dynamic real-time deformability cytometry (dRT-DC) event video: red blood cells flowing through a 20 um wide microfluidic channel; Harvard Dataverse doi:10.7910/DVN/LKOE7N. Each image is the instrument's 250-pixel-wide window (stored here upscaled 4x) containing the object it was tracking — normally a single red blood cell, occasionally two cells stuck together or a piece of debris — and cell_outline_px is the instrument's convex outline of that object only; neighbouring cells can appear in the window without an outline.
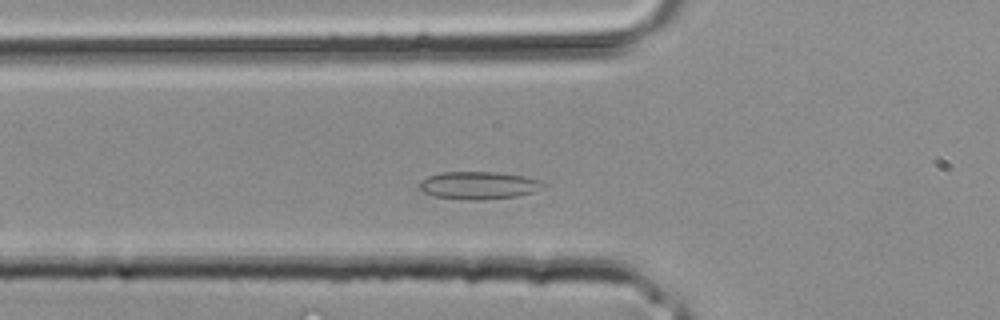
{"species": "common noctule bat (a hibernating species)", "species_latin": "Nyctalus noctula", "temperature_condition": "room temperature", "stored_images_in_passage": 30, "camera_frame_rate_fps": 3000, "um_per_image_px": 0.085, "animal": {"sex": "male", "body_mass_g": 20.4}, "frame": {"image": 1, "passage_image": 7, "time_ms": 2.0, "image_size_px": [1000, 320], "cell_outline_px": [[548, 184], [536, 192], [516, 196], [480, 200], [468, 200], [436, 196], [424, 192], [420, 188], [420, 180], [428, 176], [440, 172], [500, 172], [524, 176], [540, 180]], "centroid_in_image_um": [40.74, 15.75], "position_along_channel_um": 85.1, "area_um2": 20.06}}
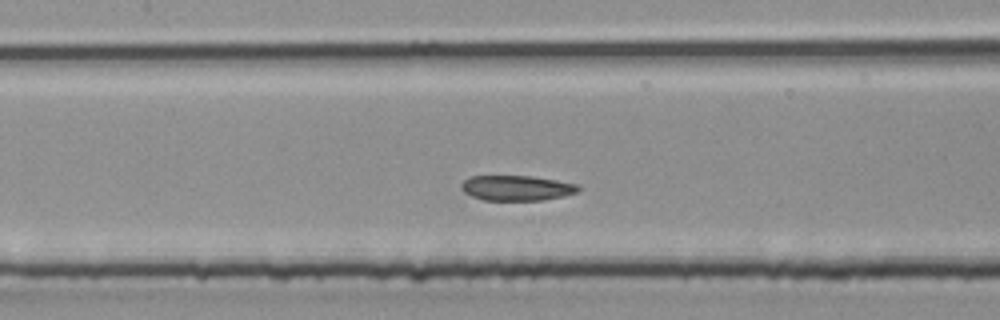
{"frame": {"image": 2, "passage_image": 11, "time_ms": 3.333, "image_size_px": [1000, 320], "cell_outline_px": [[580, 192], [564, 196], [544, 200], [484, 200], [472, 196], [464, 192], [460, 188], [460, 184], [464, 180], [472, 176], [532, 176], [580, 184]], "centroid_in_image_um": [43.96, 15.98], "position_along_channel_um": 163.4, "area_um2": 17.34}}
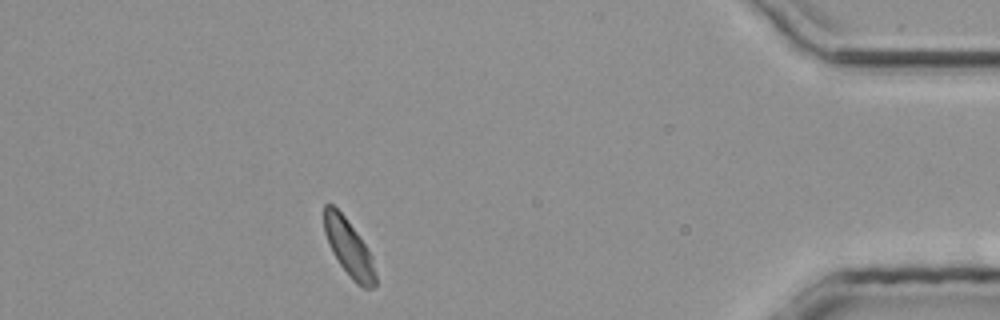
{"frame": {"image": 3, "passage_image": 26, "time_ms": 8.333, "image_size_px": [1000, 320], "cell_outline_px": [[376, 284], [372, 288], [364, 288], [356, 284], [352, 280], [340, 264], [332, 252], [324, 232], [324, 204], [332, 204], [344, 216], [356, 232], [372, 256], [376, 276]], "centroid_in_image_um": [29.65, 21.09], "position_along_channel_um": 405.6, "area_um2": 16.76}}